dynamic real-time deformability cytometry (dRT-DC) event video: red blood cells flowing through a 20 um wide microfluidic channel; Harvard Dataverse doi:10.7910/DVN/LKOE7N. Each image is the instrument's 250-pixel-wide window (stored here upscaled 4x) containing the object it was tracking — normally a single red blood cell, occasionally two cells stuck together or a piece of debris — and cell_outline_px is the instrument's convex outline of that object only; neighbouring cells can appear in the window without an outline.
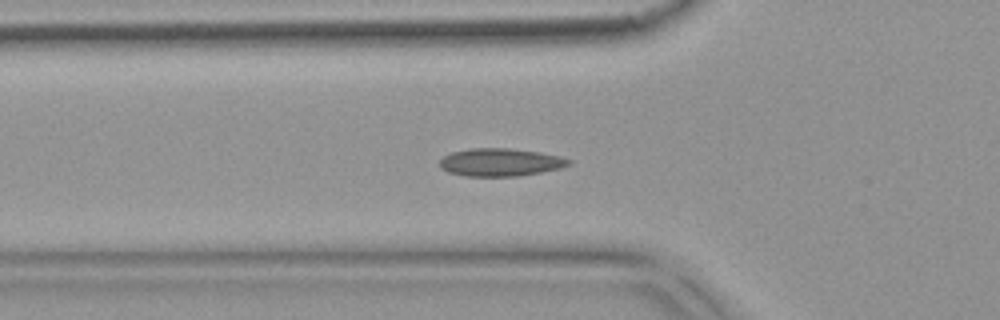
{"species": "common noctule bat (a hibernating species)", "species_latin": "Nyctalus noctula", "temperature_condition": "warm", "stored_images_in_passage": 41, "camera_frame_rate_fps": 3000, "um_per_image_px": 0.085, "animal": {"sex": "female", "body_mass_g": 18.4}, "frame": {"image": 1, "passage_image": 5, "time_ms": 1.333, "image_size_px": [1000, 320], "cell_outline_px": [[572, 164], [560, 168], [540, 172], [516, 176], [464, 176], [448, 172], [440, 168], [440, 160], [444, 156], [452, 152], [472, 148], [508, 148], [540, 152], [560, 156], [572, 160]], "centroid_in_image_um": [42.54, 13.79], "position_along_channel_um": 83.3, "area_um2": 20.92}}
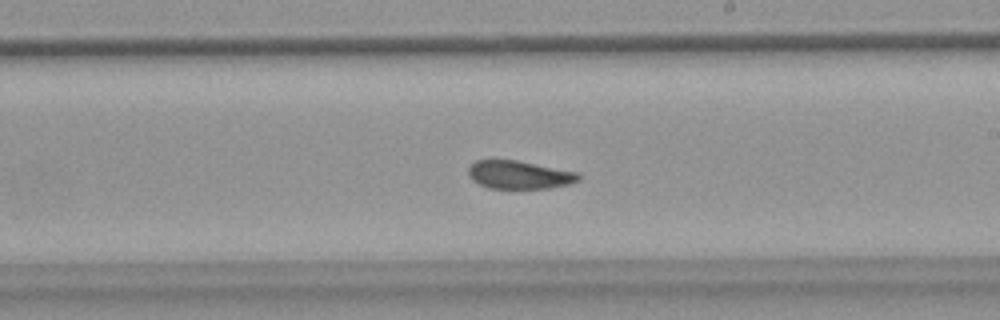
{"frame": {"image": 2, "passage_image": 18, "time_ms": 5.667, "image_size_px": [1000, 320], "cell_outline_px": [[580, 180], [568, 184], [548, 188], [488, 188], [472, 180], [468, 176], [468, 168], [476, 160], [516, 160], [580, 172]], "centroid_in_image_um": [44.15, 14.85], "position_along_channel_um": 244.9, "area_um2": 18.09}}
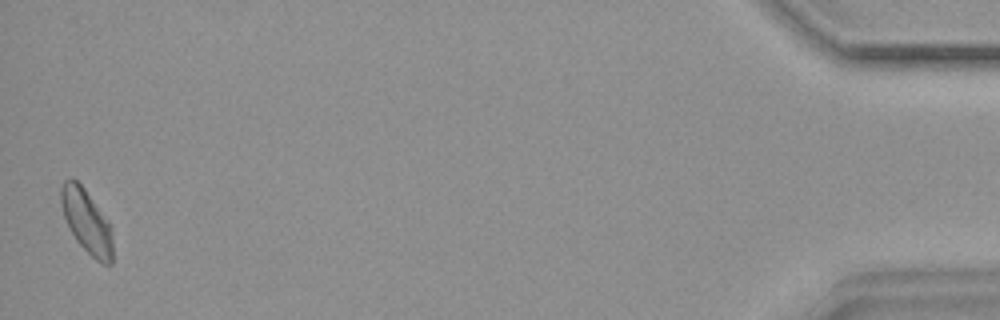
{"frame": {"image": 3, "passage_image": 40, "time_ms": 13.0, "image_size_px": [1000, 320], "cell_outline_px": [[112, 264], [100, 264], [76, 240], [64, 216], [60, 204], [60, 188], [64, 180], [72, 176], [84, 188], [112, 228]], "centroid_in_image_um": [7.35, 18.8], "position_along_channel_um": 427.9, "area_um2": 18.96}, "authors_computed_cell_mechanics": {"area_um2": 18.9584, "velocity_mm_per_s": 3.7345, "shape_relaxation_time_tau1_ms": 8.9458, "shape_relaxation_time_tau2_ms": 1.7099, "deformation_change_tau1": 0.1728, "deformation_change_tau2": 0.0532}}